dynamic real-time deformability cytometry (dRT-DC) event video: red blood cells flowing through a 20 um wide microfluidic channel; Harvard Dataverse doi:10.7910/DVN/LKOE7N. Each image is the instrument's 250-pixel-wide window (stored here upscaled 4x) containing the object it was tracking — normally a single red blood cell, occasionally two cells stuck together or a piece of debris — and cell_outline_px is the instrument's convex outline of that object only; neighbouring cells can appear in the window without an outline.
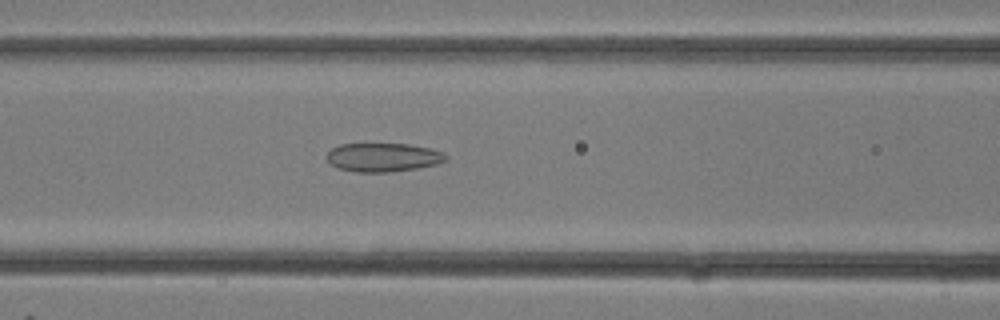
{"species": "common noctule bat (a hibernating species)", "species_latin": "Nyctalus noctula", "temperature_condition": "room temperature", "stored_images_in_passage": 15, "camera_frame_rate_fps": 3000, "um_per_image_px": 0.085, "animal": {"sex": "female"}, "frame": {"image": 1, "passage_image": 13, "time_ms": 4.0, "image_size_px": [1000, 320], "cell_outline_px": [[448, 160], [436, 164], [416, 168], [388, 172], [356, 172], [336, 168], [328, 160], [328, 152], [332, 148], [340, 144], [408, 144], [432, 148], [444, 152], [448, 156]], "centroid_in_image_um": [32.6, 13.37], "position_along_channel_um": 134.0, "area_um2": 19.94}}
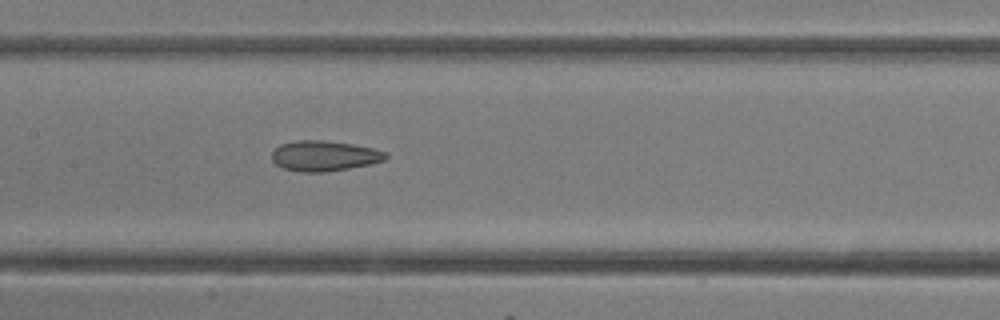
{"frame": {"image": 2, "passage_image": 15, "time_ms": 4.667, "image_size_px": [1000, 320], "cell_outline_px": [[388, 156], [384, 160], [372, 164], [324, 172], [300, 172], [284, 168], [276, 164], [272, 160], [272, 152], [280, 144], [296, 140], [324, 140], [352, 144], [376, 148], [384, 152]], "centroid_in_image_um": [27.56, 13.24], "position_along_channel_um": 179.8, "area_um2": 20.17}}